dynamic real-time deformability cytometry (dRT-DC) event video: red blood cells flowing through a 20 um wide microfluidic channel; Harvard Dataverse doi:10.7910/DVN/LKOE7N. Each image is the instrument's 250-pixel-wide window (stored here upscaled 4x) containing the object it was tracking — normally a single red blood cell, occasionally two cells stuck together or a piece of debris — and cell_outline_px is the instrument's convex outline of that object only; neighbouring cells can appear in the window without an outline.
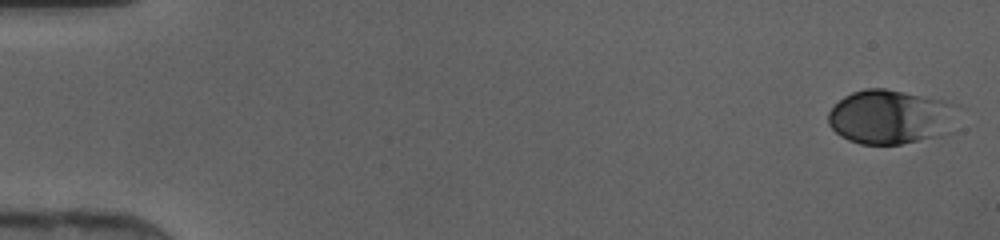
{"species": "human", "species_latin": "Homo sapiens", "temperature_condition": "cold", "stored_images_in_passage": 46, "camera_frame_rate_fps": 3000, "um_per_image_px": 0.085, "donor": {"sex": "female"}, "frame": {"image": 1, "passage_image": 1, "time_ms": 0.0, "image_size_px": [1000, 240], "cell_outline_px": [[960, 104], [956, 132], [900, 144], [860, 144], [848, 140], [840, 136], [828, 124], [828, 112], [844, 96], [852, 92], [864, 88], [884, 88], [944, 100]], "centroid_in_image_um": [75.8, 9.94], "position_along_channel_um": 9.2, "area_um2": 41.91}}
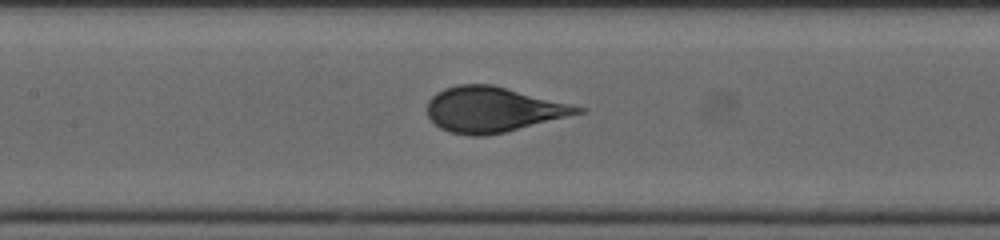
{"frame": {"image": 2, "passage_image": 22, "time_ms": 7.0, "image_size_px": [1000, 240], "cell_outline_px": [[588, 108], [584, 112], [504, 132], [484, 136], [472, 136], [448, 132], [440, 128], [428, 116], [428, 100], [436, 92], [444, 88], [456, 84], [492, 84]], "centroid_in_image_um": [41.88, 9.3], "position_along_channel_um": 165.5, "area_um2": 39.54}}
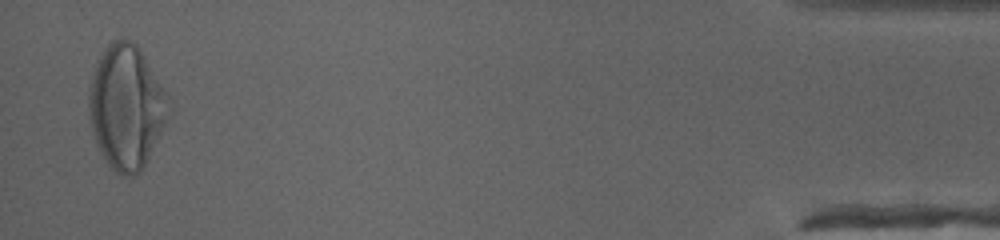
{"frame": {"image": 3, "passage_image": 45, "time_ms": 14.667, "image_size_px": [1000, 240], "cell_outline_px": [[172, 100], [164, 124], [140, 172], [132, 176], [120, 176], [108, 164], [100, 152], [96, 144], [88, 120], [88, 88], [92, 72], [96, 60], [104, 48], [112, 40], [132, 40], [136, 44], [144, 56]], "centroid_in_image_um": [10.69, 9.07], "position_along_channel_um": 424.5, "area_um2": 57.68}}